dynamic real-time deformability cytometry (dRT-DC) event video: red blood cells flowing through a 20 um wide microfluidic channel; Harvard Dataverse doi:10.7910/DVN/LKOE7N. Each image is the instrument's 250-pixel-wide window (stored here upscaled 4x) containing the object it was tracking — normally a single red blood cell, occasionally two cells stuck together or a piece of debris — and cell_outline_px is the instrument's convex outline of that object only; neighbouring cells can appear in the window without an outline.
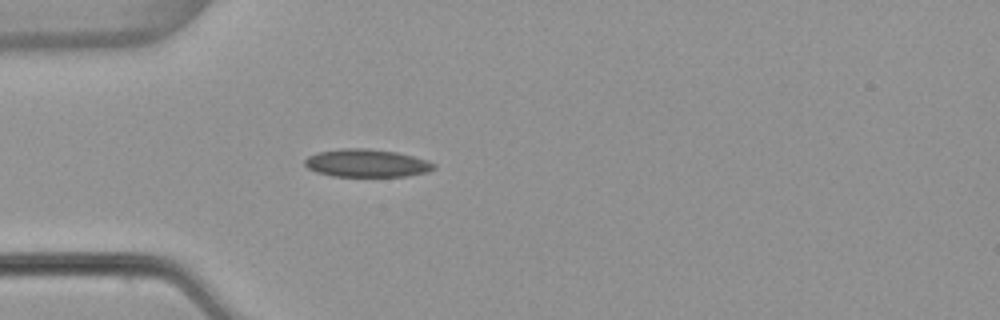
{"species": "common noctule bat (a hibernating species)", "species_latin": "Nyctalus noctula", "temperature_condition": "warm", "stored_images_in_passage": 13, "camera_frame_rate_fps": 3000, "um_per_image_px": 0.085, "animal": {"sex": "female", "body_mass_g": 22.7, "forearm_length_mm": 54.2}, "frame": {"image": 1, "passage_image": 8, "time_ms": 2.333, "image_size_px": [1000, 320], "cell_outline_px": [[436, 168], [428, 172], [404, 176], [332, 176], [316, 172], [308, 168], [304, 164], [304, 160], [308, 156], [316, 152], [340, 148], [368, 148], [396, 152], [428, 160], [436, 164]], "centroid_in_image_um": [31.15, 13.86], "position_along_channel_um": 53.8, "area_um2": 21.1}}